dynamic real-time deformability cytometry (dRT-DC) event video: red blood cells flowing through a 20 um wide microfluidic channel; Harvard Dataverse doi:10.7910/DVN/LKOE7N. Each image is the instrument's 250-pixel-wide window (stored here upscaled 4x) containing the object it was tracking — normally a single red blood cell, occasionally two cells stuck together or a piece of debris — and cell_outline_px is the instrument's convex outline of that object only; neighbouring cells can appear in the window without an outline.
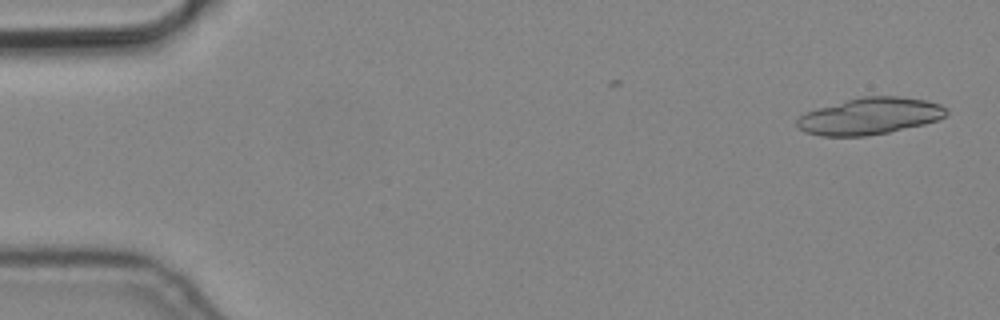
{"species": "common noctule bat (a hibernating species)", "species_latin": "Nyctalus noctula", "temperature_condition": "cold", "stored_images_in_passage": 3, "camera_frame_rate_fps": 3000, "um_per_image_px": 0.085, "animal": {"sex": "male", "body_mass_g": 19.2, "forearm_length_mm": 51.8}, "frame": {"image": 1, "passage_image": 3, "time_ms": 0.667, "image_size_px": [1000, 320], "cell_outline_px": [[948, 112], [944, 116], [936, 120], [924, 124], [888, 132], [864, 136], [820, 136], [804, 132], [796, 124], [796, 120], [804, 112], [816, 108], [860, 96], [900, 96], [924, 100], [940, 104], [948, 108]], "centroid_in_image_um": [73.9, 9.86], "position_along_channel_um": 11.1, "area_um2": 32.02}}